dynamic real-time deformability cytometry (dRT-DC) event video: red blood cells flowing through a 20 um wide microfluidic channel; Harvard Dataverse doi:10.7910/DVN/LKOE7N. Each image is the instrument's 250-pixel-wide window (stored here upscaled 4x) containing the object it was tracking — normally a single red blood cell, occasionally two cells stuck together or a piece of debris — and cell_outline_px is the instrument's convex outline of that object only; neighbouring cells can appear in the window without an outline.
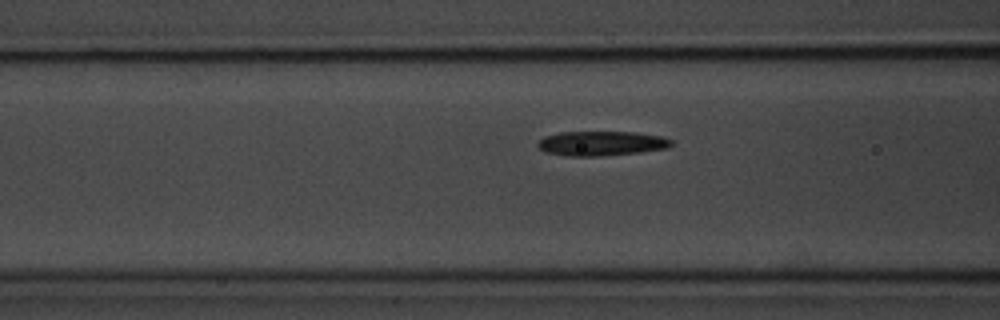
{"species": "common noctule bat (a hibernating species)", "species_latin": "Nyctalus noctula", "temperature_condition": "room temperature", "stored_images_in_passage": 41, "camera_frame_rate_fps": 3000, "um_per_image_px": 0.085, "animal": {"sex": "male", "body_mass_g": 20.1, "forearm_length_mm": 53.5}, "frame": {"image": 1, "passage_image": 9, "time_ms": 2.667, "image_size_px": [1000, 320], "cell_outline_px": [[672, 144], [668, 148], [640, 152], [600, 156], [568, 156], [544, 152], [536, 144], [544, 136], [560, 132], [636, 132], [660, 136], [672, 140]], "centroid_in_image_um": [51.1, 12.19], "position_along_channel_um": 115.5, "area_um2": 19.13}}
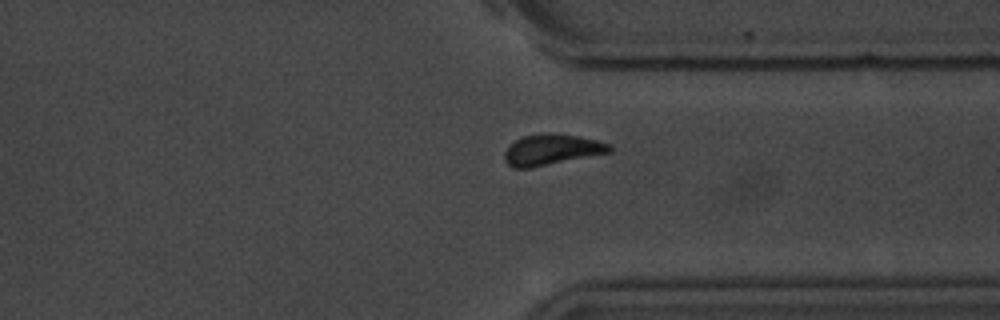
{"frame": {"image": 2, "passage_image": 30, "time_ms": 9.667, "image_size_px": [1000, 320], "cell_outline_px": [[612, 152], [532, 168], [512, 168], [504, 160], [504, 152], [520, 136], [580, 136], [612, 144]], "centroid_in_image_um": [46.92, 12.78], "position_along_channel_um": 364.5, "area_um2": 18.26}}
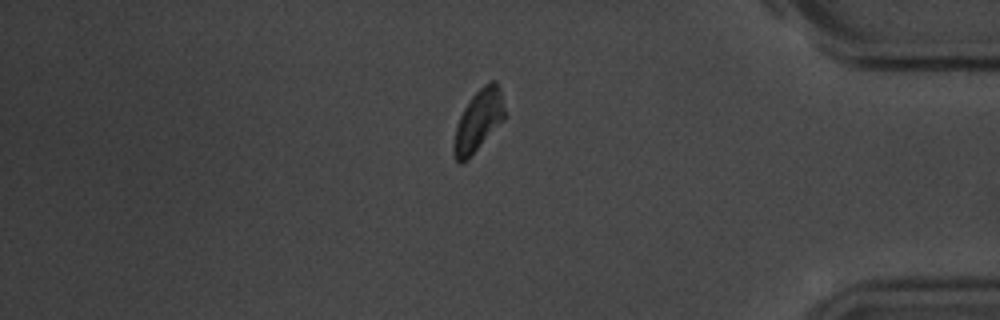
{"frame": {"image": 3, "passage_image": 35, "time_ms": 11.333, "image_size_px": [1000, 320], "cell_outline_px": [[504, 120], [468, 160], [460, 164], [456, 160], [452, 148], [452, 144], [456, 128], [460, 116], [464, 108], [472, 96], [484, 84], [492, 80], [496, 80], [500, 88], [504, 108]], "centroid_in_image_um": [40.65, 10.28], "position_along_channel_um": 394.5, "area_um2": 18.21}}